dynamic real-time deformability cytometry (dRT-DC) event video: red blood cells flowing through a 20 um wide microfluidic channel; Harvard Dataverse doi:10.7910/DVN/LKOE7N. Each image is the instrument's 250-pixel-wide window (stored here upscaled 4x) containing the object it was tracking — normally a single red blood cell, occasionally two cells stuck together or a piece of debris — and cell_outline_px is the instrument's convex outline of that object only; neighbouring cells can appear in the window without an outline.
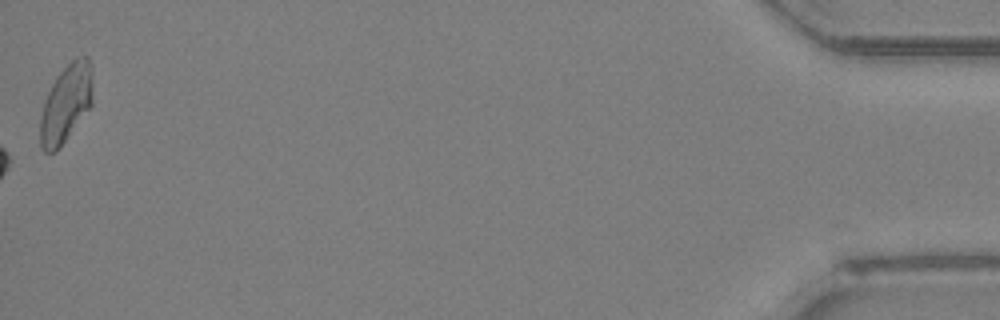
{"species": "Egyptian fruit bat (a non-hibernating species)", "species_latin": "Rousettus aegyptiacus", "temperature_condition": "room temperature", "stored_images_in_passage": 44, "camera_frame_rate_fps": 3000, "um_per_image_px": 0.085, "animal": {"sex": "female"}, "frame": {"image": 1, "passage_image": 44, "time_ms": 14.333, "image_size_px": [1000, 320], "cell_outline_px": [[92, 104], [60, 148], [56, 152], [44, 152], [40, 144], [40, 116], [44, 100], [56, 76], [76, 56], [88, 56], [92, 68]], "centroid_in_image_um": [5.61, 8.79], "position_along_channel_um": 429.6, "area_um2": 23.99}, "authors_computed_cell_mechanics": {"area_um2": 20.8369, "velocity_mm_per_s": 4.3105, "shape_relaxation_time_tau1_ms": 7.5131, "shape_relaxation_time_tau2_ms": 2.7861, "deformation_change_tau1": 0.2296, "deformation_change_tau2": 0.1452}}